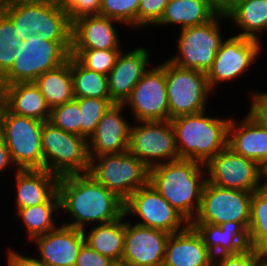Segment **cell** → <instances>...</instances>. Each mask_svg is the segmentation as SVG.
Wrapping results in <instances>:
<instances>
[{"instance_id": "6da1fadb", "label": "cell", "mask_w": 267, "mask_h": 266, "mask_svg": "<svg viewBox=\"0 0 267 266\" xmlns=\"http://www.w3.org/2000/svg\"><path fill=\"white\" fill-rule=\"evenodd\" d=\"M60 210L73 218L63 224L86 232V224L109 223L124 214V201L88 173L62 176L58 183Z\"/></svg>"}, {"instance_id": "7a4b0ae2", "label": "cell", "mask_w": 267, "mask_h": 266, "mask_svg": "<svg viewBox=\"0 0 267 266\" xmlns=\"http://www.w3.org/2000/svg\"><path fill=\"white\" fill-rule=\"evenodd\" d=\"M205 165L178 159L150 168L149 184L190 224L199 211L207 177Z\"/></svg>"}, {"instance_id": "3957f363", "label": "cell", "mask_w": 267, "mask_h": 266, "mask_svg": "<svg viewBox=\"0 0 267 266\" xmlns=\"http://www.w3.org/2000/svg\"><path fill=\"white\" fill-rule=\"evenodd\" d=\"M230 120L206 116V110L170 120L179 159L196 160L205 165L227 147Z\"/></svg>"}, {"instance_id": "277c9868", "label": "cell", "mask_w": 267, "mask_h": 266, "mask_svg": "<svg viewBox=\"0 0 267 266\" xmlns=\"http://www.w3.org/2000/svg\"><path fill=\"white\" fill-rule=\"evenodd\" d=\"M0 10L14 23L19 40L41 35L47 41L71 42L72 22L56 0L0 4Z\"/></svg>"}, {"instance_id": "5b68a950", "label": "cell", "mask_w": 267, "mask_h": 266, "mask_svg": "<svg viewBox=\"0 0 267 266\" xmlns=\"http://www.w3.org/2000/svg\"><path fill=\"white\" fill-rule=\"evenodd\" d=\"M12 67L0 78V86L34 82L41 74L65 63L71 52V42L44 40L41 35H29L16 48Z\"/></svg>"}, {"instance_id": "8992f818", "label": "cell", "mask_w": 267, "mask_h": 266, "mask_svg": "<svg viewBox=\"0 0 267 266\" xmlns=\"http://www.w3.org/2000/svg\"><path fill=\"white\" fill-rule=\"evenodd\" d=\"M42 127V121L16 115L0 102V134L17 170L44 169Z\"/></svg>"}, {"instance_id": "52a82bcc", "label": "cell", "mask_w": 267, "mask_h": 266, "mask_svg": "<svg viewBox=\"0 0 267 266\" xmlns=\"http://www.w3.org/2000/svg\"><path fill=\"white\" fill-rule=\"evenodd\" d=\"M88 174L125 201L139 188L149 184L150 168L127 151L91 158Z\"/></svg>"}, {"instance_id": "ba28073f", "label": "cell", "mask_w": 267, "mask_h": 266, "mask_svg": "<svg viewBox=\"0 0 267 266\" xmlns=\"http://www.w3.org/2000/svg\"><path fill=\"white\" fill-rule=\"evenodd\" d=\"M42 152L44 170L62 177L88 173L90 158L86 138L66 132L51 122H43Z\"/></svg>"}, {"instance_id": "9c48e42d", "label": "cell", "mask_w": 267, "mask_h": 266, "mask_svg": "<svg viewBox=\"0 0 267 266\" xmlns=\"http://www.w3.org/2000/svg\"><path fill=\"white\" fill-rule=\"evenodd\" d=\"M165 77L169 120L206 110L212 90L205 72L182 68L167 60Z\"/></svg>"}, {"instance_id": "30bf717a", "label": "cell", "mask_w": 267, "mask_h": 266, "mask_svg": "<svg viewBox=\"0 0 267 266\" xmlns=\"http://www.w3.org/2000/svg\"><path fill=\"white\" fill-rule=\"evenodd\" d=\"M226 15L218 12L210 21L181 29L178 40V55L169 61L173 64L207 73L224 40L219 28V19Z\"/></svg>"}, {"instance_id": "8fae6325", "label": "cell", "mask_w": 267, "mask_h": 266, "mask_svg": "<svg viewBox=\"0 0 267 266\" xmlns=\"http://www.w3.org/2000/svg\"><path fill=\"white\" fill-rule=\"evenodd\" d=\"M251 197L249 191L221 188L206 181L200 208L192 223L220 225L233 221L249 229Z\"/></svg>"}, {"instance_id": "7c38bea8", "label": "cell", "mask_w": 267, "mask_h": 266, "mask_svg": "<svg viewBox=\"0 0 267 266\" xmlns=\"http://www.w3.org/2000/svg\"><path fill=\"white\" fill-rule=\"evenodd\" d=\"M136 123L141 125L131 126L128 151L132 155L149 168L179 159L175 132L170 120Z\"/></svg>"}, {"instance_id": "4fadbf2b", "label": "cell", "mask_w": 267, "mask_h": 266, "mask_svg": "<svg viewBox=\"0 0 267 266\" xmlns=\"http://www.w3.org/2000/svg\"><path fill=\"white\" fill-rule=\"evenodd\" d=\"M124 214L139 216L142 220L135 224L169 234L181 232L190 225L150 184L139 188L124 201Z\"/></svg>"}, {"instance_id": "5bb4252c", "label": "cell", "mask_w": 267, "mask_h": 266, "mask_svg": "<svg viewBox=\"0 0 267 266\" xmlns=\"http://www.w3.org/2000/svg\"><path fill=\"white\" fill-rule=\"evenodd\" d=\"M207 181L218 187L249 191L260 189L262 168L254 160L238 155L226 147L206 164Z\"/></svg>"}, {"instance_id": "9a60e30c", "label": "cell", "mask_w": 267, "mask_h": 266, "mask_svg": "<svg viewBox=\"0 0 267 266\" xmlns=\"http://www.w3.org/2000/svg\"><path fill=\"white\" fill-rule=\"evenodd\" d=\"M124 106L130 107L137 122L169 120L165 61L144 73Z\"/></svg>"}, {"instance_id": "2e32d148", "label": "cell", "mask_w": 267, "mask_h": 266, "mask_svg": "<svg viewBox=\"0 0 267 266\" xmlns=\"http://www.w3.org/2000/svg\"><path fill=\"white\" fill-rule=\"evenodd\" d=\"M249 109L239 124L230 120L227 147L262 167L267 162V110L261 104H251Z\"/></svg>"}, {"instance_id": "e0dca14e", "label": "cell", "mask_w": 267, "mask_h": 266, "mask_svg": "<svg viewBox=\"0 0 267 266\" xmlns=\"http://www.w3.org/2000/svg\"><path fill=\"white\" fill-rule=\"evenodd\" d=\"M259 40L234 35L224 40L216 53L207 80L211 90L220 82L231 81L242 76L250 65L258 59L261 51ZM257 57V58H256Z\"/></svg>"}, {"instance_id": "ac0fdd59", "label": "cell", "mask_w": 267, "mask_h": 266, "mask_svg": "<svg viewBox=\"0 0 267 266\" xmlns=\"http://www.w3.org/2000/svg\"><path fill=\"white\" fill-rule=\"evenodd\" d=\"M169 233L125 222L121 263L130 266H163Z\"/></svg>"}, {"instance_id": "d6986e66", "label": "cell", "mask_w": 267, "mask_h": 266, "mask_svg": "<svg viewBox=\"0 0 267 266\" xmlns=\"http://www.w3.org/2000/svg\"><path fill=\"white\" fill-rule=\"evenodd\" d=\"M124 104H112L87 140L89 158L128 151L130 123L122 117Z\"/></svg>"}, {"instance_id": "ffe728a7", "label": "cell", "mask_w": 267, "mask_h": 266, "mask_svg": "<svg viewBox=\"0 0 267 266\" xmlns=\"http://www.w3.org/2000/svg\"><path fill=\"white\" fill-rule=\"evenodd\" d=\"M148 50L139 47L124 53L121 50L116 64L108 74V90L111 101L124 104L130 97L132 89L149 69Z\"/></svg>"}, {"instance_id": "44dd1931", "label": "cell", "mask_w": 267, "mask_h": 266, "mask_svg": "<svg viewBox=\"0 0 267 266\" xmlns=\"http://www.w3.org/2000/svg\"><path fill=\"white\" fill-rule=\"evenodd\" d=\"M41 261L48 266H75L85 238L82 230L66 225L34 238Z\"/></svg>"}, {"instance_id": "7402d4cb", "label": "cell", "mask_w": 267, "mask_h": 266, "mask_svg": "<svg viewBox=\"0 0 267 266\" xmlns=\"http://www.w3.org/2000/svg\"><path fill=\"white\" fill-rule=\"evenodd\" d=\"M113 22L122 24L99 14L76 18L72 21L71 49H119Z\"/></svg>"}, {"instance_id": "603a6c76", "label": "cell", "mask_w": 267, "mask_h": 266, "mask_svg": "<svg viewBox=\"0 0 267 266\" xmlns=\"http://www.w3.org/2000/svg\"><path fill=\"white\" fill-rule=\"evenodd\" d=\"M212 260L201 235L191 225L167 239L163 266H212Z\"/></svg>"}, {"instance_id": "cb8c5ba5", "label": "cell", "mask_w": 267, "mask_h": 266, "mask_svg": "<svg viewBox=\"0 0 267 266\" xmlns=\"http://www.w3.org/2000/svg\"><path fill=\"white\" fill-rule=\"evenodd\" d=\"M0 102L16 115L49 121L51 108L34 82L0 86Z\"/></svg>"}, {"instance_id": "d4e9b609", "label": "cell", "mask_w": 267, "mask_h": 266, "mask_svg": "<svg viewBox=\"0 0 267 266\" xmlns=\"http://www.w3.org/2000/svg\"><path fill=\"white\" fill-rule=\"evenodd\" d=\"M190 225L201 235L213 257L236 254L250 247L248 229L242 223L231 221L220 225L209 223Z\"/></svg>"}, {"instance_id": "484cf974", "label": "cell", "mask_w": 267, "mask_h": 266, "mask_svg": "<svg viewBox=\"0 0 267 266\" xmlns=\"http://www.w3.org/2000/svg\"><path fill=\"white\" fill-rule=\"evenodd\" d=\"M59 179L44 169L16 170V209L49 201L58 192Z\"/></svg>"}, {"instance_id": "4316f807", "label": "cell", "mask_w": 267, "mask_h": 266, "mask_svg": "<svg viewBox=\"0 0 267 266\" xmlns=\"http://www.w3.org/2000/svg\"><path fill=\"white\" fill-rule=\"evenodd\" d=\"M218 13L210 0H173L165 7L160 21L155 25H181V29L210 21Z\"/></svg>"}, {"instance_id": "83f0119b", "label": "cell", "mask_w": 267, "mask_h": 266, "mask_svg": "<svg viewBox=\"0 0 267 266\" xmlns=\"http://www.w3.org/2000/svg\"><path fill=\"white\" fill-rule=\"evenodd\" d=\"M125 219L123 214L115 221L93 226L90 232H83L85 243L101 255L120 263L124 252Z\"/></svg>"}, {"instance_id": "f1b7e54d", "label": "cell", "mask_w": 267, "mask_h": 266, "mask_svg": "<svg viewBox=\"0 0 267 266\" xmlns=\"http://www.w3.org/2000/svg\"><path fill=\"white\" fill-rule=\"evenodd\" d=\"M34 83L52 109L75 98L71 75V55L59 67L41 74Z\"/></svg>"}, {"instance_id": "f546056e", "label": "cell", "mask_w": 267, "mask_h": 266, "mask_svg": "<svg viewBox=\"0 0 267 266\" xmlns=\"http://www.w3.org/2000/svg\"><path fill=\"white\" fill-rule=\"evenodd\" d=\"M225 15L243 31L238 36L259 40V33L267 29V0H241Z\"/></svg>"}, {"instance_id": "4dcf8cb0", "label": "cell", "mask_w": 267, "mask_h": 266, "mask_svg": "<svg viewBox=\"0 0 267 266\" xmlns=\"http://www.w3.org/2000/svg\"><path fill=\"white\" fill-rule=\"evenodd\" d=\"M60 210V196L57 192L49 201L32 207L16 210L17 217L20 216L27 229L30 241L57 228L54 214Z\"/></svg>"}, {"instance_id": "1f68e13d", "label": "cell", "mask_w": 267, "mask_h": 266, "mask_svg": "<svg viewBox=\"0 0 267 266\" xmlns=\"http://www.w3.org/2000/svg\"><path fill=\"white\" fill-rule=\"evenodd\" d=\"M71 75L75 98L111 99L108 77L83 67L71 56Z\"/></svg>"}, {"instance_id": "d6a6232c", "label": "cell", "mask_w": 267, "mask_h": 266, "mask_svg": "<svg viewBox=\"0 0 267 266\" xmlns=\"http://www.w3.org/2000/svg\"><path fill=\"white\" fill-rule=\"evenodd\" d=\"M248 233L250 247L258 249L267 241V195L261 189L252 193Z\"/></svg>"}, {"instance_id": "836d02e7", "label": "cell", "mask_w": 267, "mask_h": 266, "mask_svg": "<svg viewBox=\"0 0 267 266\" xmlns=\"http://www.w3.org/2000/svg\"><path fill=\"white\" fill-rule=\"evenodd\" d=\"M120 52V49H71L70 55L86 69L108 76Z\"/></svg>"}, {"instance_id": "e575fe53", "label": "cell", "mask_w": 267, "mask_h": 266, "mask_svg": "<svg viewBox=\"0 0 267 266\" xmlns=\"http://www.w3.org/2000/svg\"><path fill=\"white\" fill-rule=\"evenodd\" d=\"M16 33L14 23L0 10V78L12 67L22 44Z\"/></svg>"}, {"instance_id": "d590c367", "label": "cell", "mask_w": 267, "mask_h": 266, "mask_svg": "<svg viewBox=\"0 0 267 266\" xmlns=\"http://www.w3.org/2000/svg\"><path fill=\"white\" fill-rule=\"evenodd\" d=\"M81 109V136L87 140L94 133L99 121L109 107L114 104L111 99L76 98Z\"/></svg>"}, {"instance_id": "8d00e7d4", "label": "cell", "mask_w": 267, "mask_h": 266, "mask_svg": "<svg viewBox=\"0 0 267 266\" xmlns=\"http://www.w3.org/2000/svg\"><path fill=\"white\" fill-rule=\"evenodd\" d=\"M49 122L66 132L81 136V109L79 108V101L74 98L63 105L52 108Z\"/></svg>"}, {"instance_id": "74e56055", "label": "cell", "mask_w": 267, "mask_h": 266, "mask_svg": "<svg viewBox=\"0 0 267 266\" xmlns=\"http://www.w3.org/2000/svg\"><path fill=\"white\" fill-rule=\"evenodd\" d=\"M140 0H101L99 15L137 28Z\"/></svg>"}, {"instance_id": "f35d334b", "label": "cell", "mask_w": 267, "mask_h": 266, "mask_svg": "<svg viewBox=\"0 0 267 266\" xmlns=\"http://www.w3.org/2000/svg\"><path fill=\"white\" fill-rule=\"evenodd\" d=\"M169 0H140L137 14V28L156 25L164 13Z\"/></svg>"}, {"instance_id": "ab89813d", "label": "cell", "mask_w": 267, "mask_h": 266, "mask_svg": "<svg viewBox=\"0 0 267 266\" xmlns=\"http://www.w3.org/2000/svg\"><path fill=\"white\" fill-rule=\"evenodd\" d=\"M259 249L247 247L236 254H224L213 257L212 266H256L260 261Z\"/></svg>"}, {"instance_id": "60d3db41", "label": "cell", "mask_w": 267, "mask_h": 266, "mask_svg": "<svg viewBox=\"0 0 267 266\" xmlns=\"http://www.w3.org/2000/svg\"><path fill=\"white\" fill-rule=\"evenodd\" d=\"M72 22L84 15L99 14L101 0H56Z\"/></svg>"}, {"instance_id": "b9f144b4", "label": "cell", "mask_w": 267, "mask_h": 266, "mask_svg": "<svg viewBox=\"0 0 267 266\" xmlns=\"http://www.w3.org/2000/svg\"><path fill=\"white\" fill-rule=\"evenodd\" d=\"M115 262L93 250L84 243L77 256L75 266H114Z\"/></svg>"}, {"instance_id": "7bdbcfd3", "label": "cell", "mask_w": 267, "mask_h": 266, "mask_svg": "<svg viewBox=\"0 0 267 266\" xmlns=\"http://www.w3.org/2000/svg\"><path fill=\"white\" fill-rule=\"evenodd\" d=\"M7 258L8 266H48L39 259L23 256L13 249L9 250Z\"/></svg>"}, {"instance_id": "ee69618b", "label": "cell", "mask_w": 267, "mask_h": 266, "mask_svg": "<svg viewBox=\"0 0 267 266\" xmlns=\"http://www.w3.org/2000/svg\"><path fill=\"white\" fill-rule=\"evenodd\" d=\"M12 165L13 163L11 161L8 148L6 146L4 138L0 134V172H2V170H5Z\"/></svg>"}, {"instance_id": "f6af8a7d", "label": "cell", "mask_w": 267, "mask_h": 266, "mask_svg": "<svg viewBox=\"0 0 267 266\" xmlns=\"http://www.w3.org/2000/svg\"><path fill=\"white\" fill-rule=\"evenodd\" d=\"M216 7L218 12L225 14L228 11V0H210Z\"/></svg>"}, {"instance_id": "bcb514c9", "label": "cell", "mask_w": 267, "mask_h": 266, "mask_svg": "<svg viewBox=\"0 0 267 266\" xmlns=\"http://www.w3.org/2000/svg\"><path fill=\"white\" fill-rule=\"evenodd\" d=\"M263 96H267V92L265 93V92H261L260 93V91L259 92H252V95L250 96V97H252L251 99V104H260V102H261V100H262V98H263Z\"/></svg>"}, {"instance_id": "7dc6e473", "label": "cell", "mask_w": 267, "mask_h": 266, "mask_svg": "<svg viewBox=\"0 0 267 266\" xmlns=\"http://www.w3.org/2000/svg\"><path fill=\"white\" fill-rule=\"evenodd\" d=\"M260 259L267 264V241L264 242L259 248Z\"/></svg>"}, {"instance_id": "c3c4849f", "label": "cell", "mask_w": 267, "mask_h": 266, "mask_svg": "<svg viewBox=\"0 0 267 266\" xmlns=\"http://www.w3.org/2000/svg\"><path fill=\"white\" fill-rule=\"evenodd\" d=\"M262 168V180L265 179L264 184L261 185H267V162L261 167Z\"/></svg>"}, {"instance_id": "681fc988", "label": "cell", "mask_w": 267, "mask_h": 266, "mask_svg": "<svg viewBox=\"0 0 267 266\" xmlns=\"http://www.w3.org/2000/svg\"><path fill=\"white\" fill-rule=\"evenodd\" d=\"M38 1H51V0H6V3H22V2H38Z\"/></svg>"}, {"instance_id": "f907efd6", "label": "cell", "mask_w": 267, "mask_h": 266, "mask_svg": "<svg viewBox=\"0 0 267 266\" xmlns=\"http://www.w3.org/2000/svg\"><path fill=\"white\" fill-rule=\"evenodd\" d=\"M241 0H228V10Z\"/></svg>"}, {"instance_id": "816d5d0a", "label": "cell", "mask_w": 267, "mask_h": 266, "mask_svg": "<svg viewBox=\"0 0 267 266\" xmlns=\"http://www.w3.org/2000/svg\"><path fill=\"white\" fill-rule=\"evenodd\" d=\"M260 104L267 110V96H263Z\"/></svg>"}, {"instance_id": "f5cc1de1", "label": "cell", "mask_w": 267, "mask_h": 266, "mask_svg": "<svg viewBox=\"0 0 267 266\" xmlns=\"http://www.w3.org/2000/svg\"><path fill=\"white\" fill-rule=\"evenodd\" d=\"M260 189L267 195V185H261Z\"/></svg>"}, {"instance_id": "db71d44e", "label": "cell", "mask_w": 267, "mask_h": 266, "mask_svg": "<svg viewBox=\"0 0 267 266\" xmlns=\"http://www.w3.org/2000/svg\"><path fill=\"white\" fill-rule=\"evenodd\" d=\"M256 266H267V264L260 260Z\"/></svg>"}, {"instance_id": "11a10c76", "label": "cell", "mask_w": 267, "mask_h": 266, "mask_svg": "<svg viewBox=\"0 0 267 266\" xmlns=\"http://www.w3.org/2000/svg\"><path fill=\"white\" fill-rule=\"evenodd\" d=\"M114 266H130V265H127V264H124V263H115Z\"/></svg>"}, {"instance_id": "9f6ffc18", "label": "cell", "mask_w": 267, "mask_h": 266, "mask_svg": "<svg viewBox=\"0 0 267 266\" xmlns=\"http://www.w3.org/2000/svg\"><path fill=\"white\" fill-rule=\"evenodd\" d=\"M0 4H6V0H0Z\"/></svg>"}]
</instances>
